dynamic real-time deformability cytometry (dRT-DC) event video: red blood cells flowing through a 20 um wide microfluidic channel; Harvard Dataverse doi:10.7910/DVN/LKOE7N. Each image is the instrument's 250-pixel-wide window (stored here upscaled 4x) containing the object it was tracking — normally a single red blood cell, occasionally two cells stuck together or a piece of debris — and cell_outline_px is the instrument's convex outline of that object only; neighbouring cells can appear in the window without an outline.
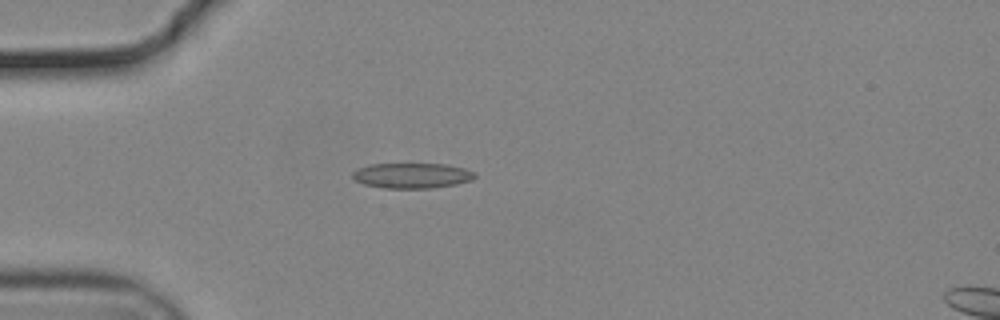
{"species": "common noctule bat (a hibernating species)", "species_latin": "Nyctalus noctula", "temperature_condition": "cold", "stored_images_in_passage": 41, "camera_frame_rate_fps": 3000, "um_per_image_px": 0.085, "animal": {"sex": "male", "body_mass_g": 19.2, "forearm_length_mm": 51.8}, "frame": {"image": 1, "passage_image": 1, "time_ms": 0.0, "image_size_px": [1000, 320], "cell_outline_px": [[476, 176], [472, 180], [456, 184], [432, 188], [384, 188], [364, 184], [356, 180], [352, 176], [352, 172], [356, 168], [372, 164], [444, 164], [464, 168], [476, 172]], "centroid_in_image_um": [35.02, 14.92], "position_along_channel_um": 50.0, "area_um2": 18.03}}
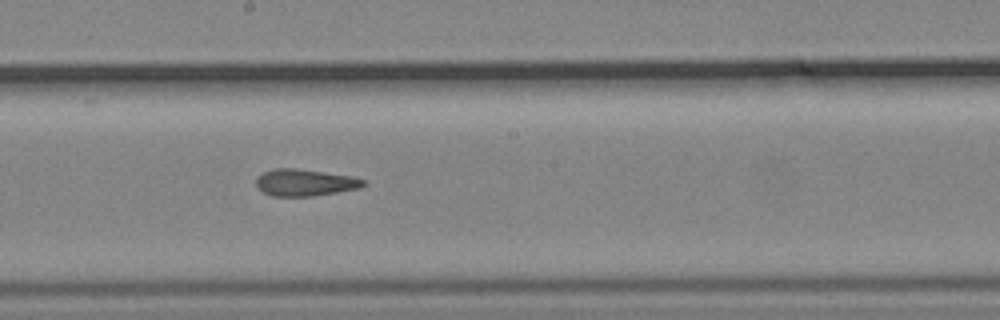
{"frame": {"image": 2, "passage_image": 16, "time_ms": 5.0, "image_size_px": [1000, 320], "cell_outline_px": [[368, 184], [360, 188], [312, 196], [272, 196], [256, 188], [256, 176], [272, 168], [296, 168], [352, 176], [368, 180]], "centroid_in_image_um": [25.93, 15.51], "position_along_channel_um": 222.3, "area_um2": 16.99}}
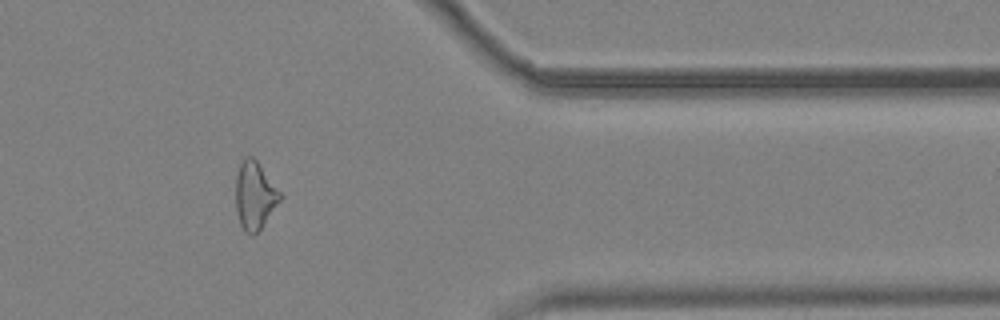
{"frame": {"image": 3, "passage_image": 31, "time_ms": 10.0, "image_size_px": [1000, 320], "cell_outline_px": [[284, 196], [260, 228], [252, 236], [244, 232], [240, 224], [236, 208], [236, 176], [240, 164], [244, 156], [252, 156], [256, 160]], "centroid_in_image_um": [21.65, 16.61], "position_along_channel_um": 389.7, "area_um2": 17.4}, "authors_computed_cell_mechanics": {"area_um2": 17.3978, "velocity_mm_per_s": 3.7151, "shape_relaxation_time_tau1_ms": null, "shape_relaxation_time_tau2_ms": 4.6939, "deformation_change_tau1": null, "deformation_change_tau2": 0.1314}}